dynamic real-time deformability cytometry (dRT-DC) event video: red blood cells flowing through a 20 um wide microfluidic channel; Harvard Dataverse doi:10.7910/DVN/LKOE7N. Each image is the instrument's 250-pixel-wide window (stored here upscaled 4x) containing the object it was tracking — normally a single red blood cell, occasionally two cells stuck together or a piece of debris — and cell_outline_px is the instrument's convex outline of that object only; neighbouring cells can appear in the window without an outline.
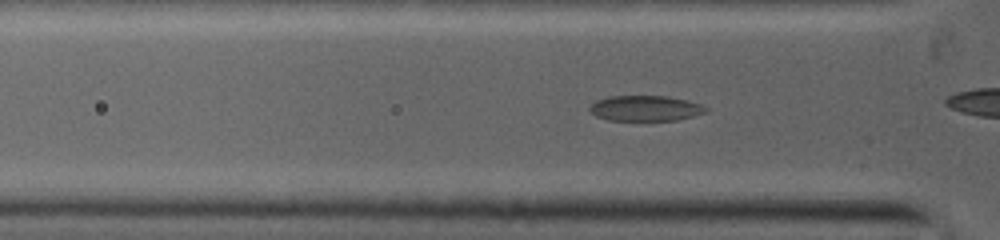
{"species": "common noctule bat (a hibernating species)", "species_latin": "Nyctalus noctula", "temperature_condition": "warm", "stored_images_in_passage": 71, "camera_frame_rate_fps": 5000, "um_per_image_px": 0.085, "animal": {"sex": "female", "body_mass_g": 19.0, "forearm_length_mm": 53.3}, "frame": {"image": 1, "passage_image": 11, "time_ms": 1.8, "image_size_px": [1000, 240], "cell_outline_px": [[708, 108], [704, 112], [692, 116], [676, 120], [608, 120], [596, 116], [588, 108], [592, 104], [600, 100], [612, 96], [664, 96], [684, 100], [700, 104]], "centroid_in_image_um": [54.84, 9.21], "position_along_channel_um": 71.0, "area_um2": 16.76}}
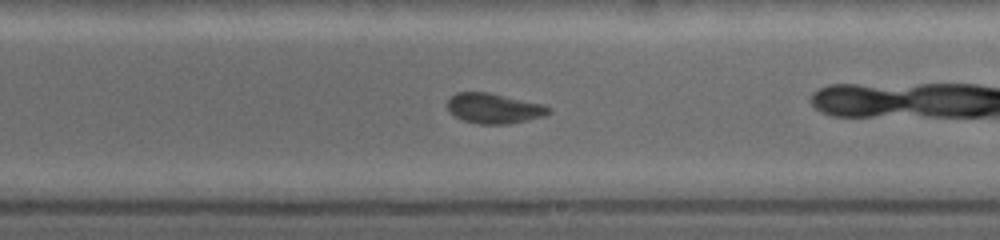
{"frame": {"image": 2, "passage_image": 32, "time_ms": 5.8, "image_size_px": [1000, 240], "cell_outline_px": [[552, 112], [544, 116], [508, 124], [480, 124], [464, 120], [456, 116], [448, 108], [448, 100], [456, 92], [488, 92], [540, 104], [548, 108]], "centroid_in_image_um": [41.97, 9.21], "position_along_channel_um": 247.0, "area_um2": 17.34}}
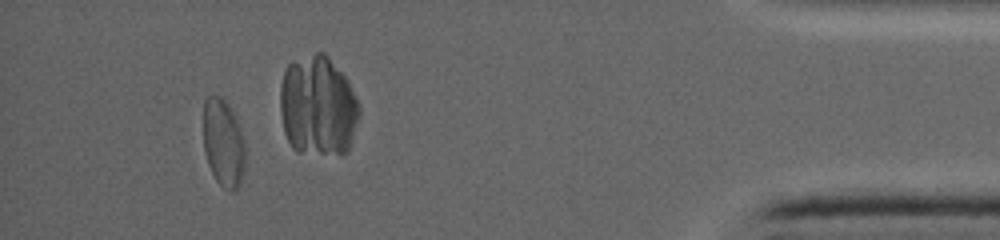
{"frame": {"image": 3, "passage_image": 60, "time_ms": 11.4, "image_size_px": [1000, 240], "cell_outline_px": [[244, 172], [240, 184], [236, 188], [224, 188], [216, 180], [208, 164], [204, 148], [204, 100], [208, 96], [220, 96], [228, 104], [232, 112], [240, 132], [244, 144]], "centroid_in_image_um": [18.96, 12.15], "position_along_channel_um": 416.2, "area_um2": 20.81}}